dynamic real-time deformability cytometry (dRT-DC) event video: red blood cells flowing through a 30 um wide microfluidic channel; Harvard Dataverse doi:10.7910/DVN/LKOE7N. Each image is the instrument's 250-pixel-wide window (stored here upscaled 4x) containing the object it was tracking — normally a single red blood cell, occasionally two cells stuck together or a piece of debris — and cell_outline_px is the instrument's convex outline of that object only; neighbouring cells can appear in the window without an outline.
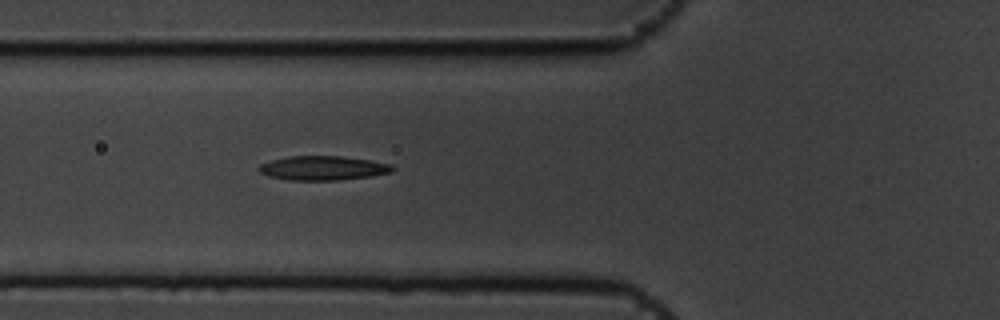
{"species": "common noctule bat (a hibernating species)", "species_latin": "Nyctalus noctula", "temperature_condition": "cold", "stored_images_in_passage": 6, "segment_of_instrument_passage": [1, 2], "camera_frame_rate_fps": 3000, "um_per_image_px": 0.085, "animal": {"sex": "male", "body_mass_g": 19.5, "forearm_length_mm": 54.6}, "frame": {"image": 1, "passage_image": 5, "time_ms": 1.333, "image_size_px": [1000, 320], "cell_outline_px": [[396, 168], [392, 172], [372, 176], [340, 180], [288, 180], [268, 176], [260, 172], [256, 168], [260, 164], [272, 160], [288, 156], [340, 156], [368, 160], [392, 164]], "centroid_in_image_um": [27.45, 14.29], "position_along_channel_um": 98.3, "area_um2": 18.96}}